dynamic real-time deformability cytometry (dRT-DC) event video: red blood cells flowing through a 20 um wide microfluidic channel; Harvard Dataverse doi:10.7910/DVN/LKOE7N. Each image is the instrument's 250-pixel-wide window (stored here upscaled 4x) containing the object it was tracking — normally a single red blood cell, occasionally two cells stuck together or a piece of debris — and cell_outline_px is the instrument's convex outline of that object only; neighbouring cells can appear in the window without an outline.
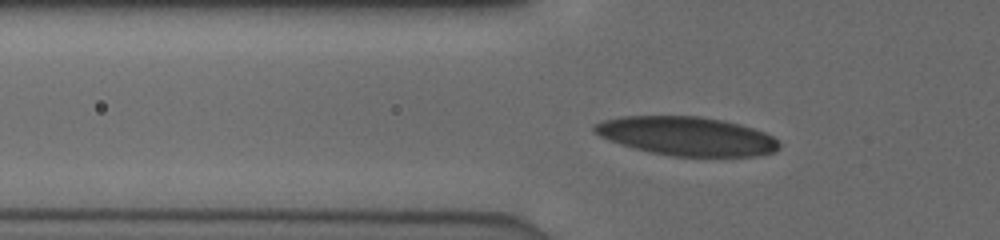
{"species": "human", "species_latin": "Homo sapiens", "temperature_condition": "cold", "stored_images_in_passage": 45, "camera_frame_rate_fps": 3000, "um_per_image_px": 0.085, "donor": {"sex": "male"}, "frame": {"image": 1, "passage_image": 12, "time_ms": 3.667, "image_size_px": [1000, 240], "cell_outline_px": [[780, 148], [776, 152], [760, 156], [672, 156], [648, 152], [632, 148], [608, 140], [592, 132], [592, 124], [604, 120], [624, 116], [700, 116], [724, 120], [740, 124], [764, 132], [772, 136], [780, 144]], "centroid_in_image_um": [58.35, 11.57], "position_along_channel_um": 67.4, "area_um2": 42.14}}
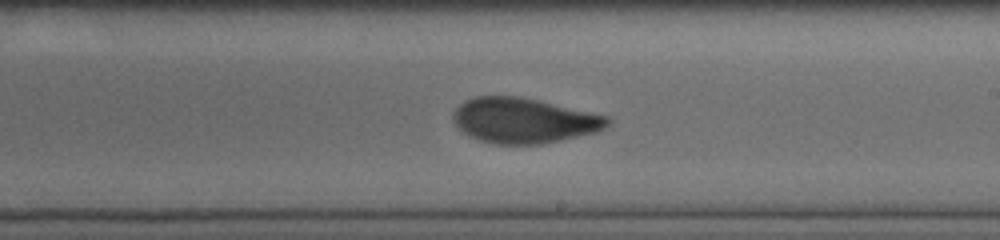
{"frame": {"image": 2, "passage_image": 26, "time_ms": 8.333, "image_size_px": [1000, 240], "cell_outline_px": [[612, 120], [604, 128], [596, 132], [560, 140], [540, 144], [496, 144], [480, 140], [468, 136], [456, 128], [452, 120], [452, 116], [456, 108], [464, 100], [476, 96], [516, 96], [536, 100], [608, 116]], "centroid_in_image_um": [44.47, 10.25], "position_along_channel_um": 244.5, "area_um2": 40.52}}
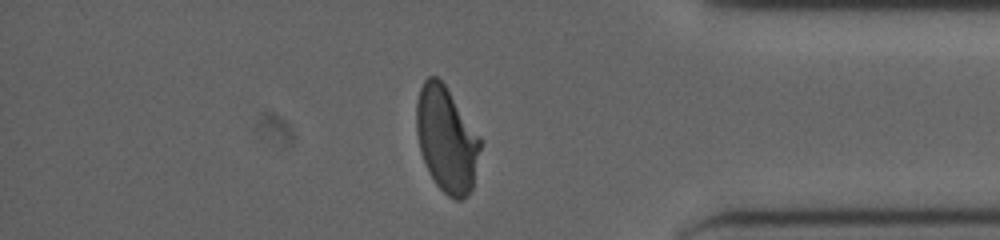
{"frame": {"image": 3, "passage_image": 39, "time_ms": 12.667, "image_size_px": [1000, 240], "cell_outline_px": [[480, 148], [472, 188], [468, 196], [460, 200], [456, 200], [448, 196], [436, 184], [420, 152], [416, 132], [416, 100], [420, 88], [424, 80], [428, 76], [436, 76], [444, 84], [480, 136]], "centroid_in_image_um": [37.94, 11.84], "position_along_channel_um": 397.3, "area_um2": 38.9}}